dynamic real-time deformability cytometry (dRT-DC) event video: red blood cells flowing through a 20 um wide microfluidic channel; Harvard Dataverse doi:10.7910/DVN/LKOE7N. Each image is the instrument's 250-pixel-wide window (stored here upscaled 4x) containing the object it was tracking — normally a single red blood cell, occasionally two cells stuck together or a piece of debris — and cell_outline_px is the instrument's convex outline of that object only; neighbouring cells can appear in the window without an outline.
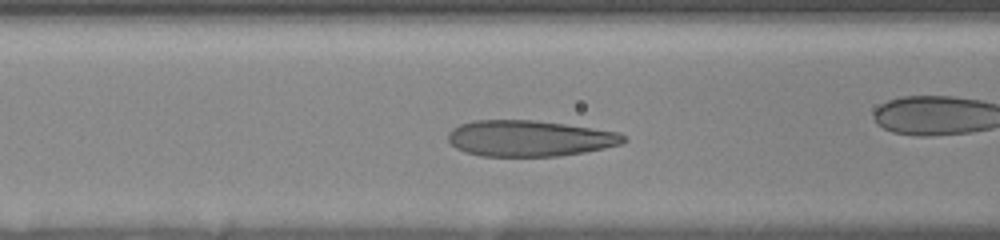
{"species": "human", "species_latin": "Homo sapiens", "temperature_condition": "room temperature", "stored_images_in_passage": 21, "camera_frame_rate_fps": 3000, "um_per_image_px": 0.085, "donor": {"sex": "female"}, "frame": {"image": 1, "passage_image": 13, "time_ms": 2.0, "image_size_px": [1000, 240], "cell_outline_px": [[628, 140], [620, 144], [604, 148], [584, 152], [560, 156], [480, 156], [464, 152], [456, 148], [448, 140], [448, 132], [452, 128], [460, 124], [476, 120], [532, 120], [564, 124], [620, 132]], "centroid_in_image_um": [44.99, 11.76], "position_along_channel_um": 121.6, "area_um2": 36.88}}
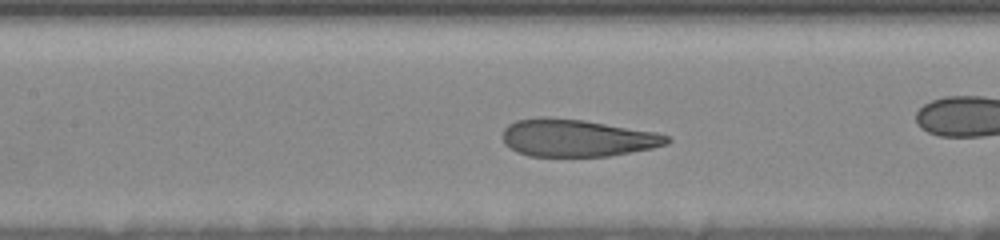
{"frame": {"image": 2, "passage_image": 17, "time_ms": 3.0, "image_size_px": [1000, 240], "cell_outline_px": [[672, 140], [668, 144], [652, 148], [608, 156], [528, 156], [516, 152], [504, 144], [504, 128], [508, 124], [516, 120], [540, 116], [548, 116], [584, 120], [656, 132], [668, 136]], "centroid_in_image_um": [49.02, 11.71], "position_along_channel_um": 158.4, "area_um2": 35.95}}